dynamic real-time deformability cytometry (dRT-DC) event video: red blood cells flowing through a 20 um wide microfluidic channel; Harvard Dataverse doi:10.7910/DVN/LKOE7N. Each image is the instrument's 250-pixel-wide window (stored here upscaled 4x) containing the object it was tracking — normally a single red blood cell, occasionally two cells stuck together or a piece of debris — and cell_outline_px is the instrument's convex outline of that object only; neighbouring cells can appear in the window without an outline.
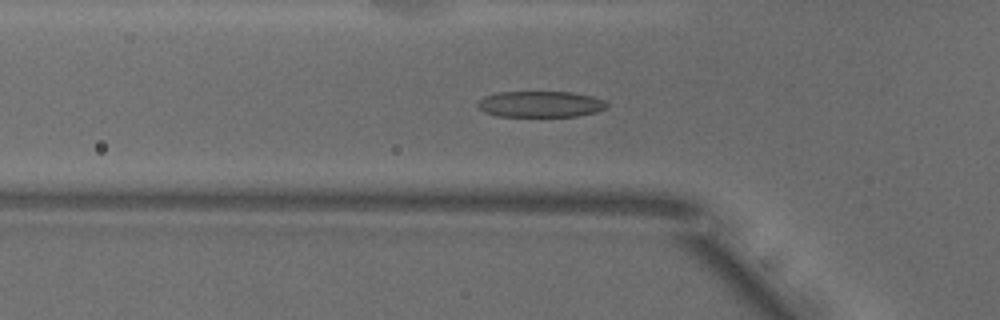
{"species": "common noctule bat (a hibernating species)", "species_latin": "Nyctalus noctula", "temperature_condition": "warm", "stored_images_in_passage": 50, "camera_frame_rate_fps": 3000, "um_per_image_px": 0.085, "animal": {"sex": "male", "body_mass_g": 18.8}, "frame": {"image": 1, "passage_image": 15, "time_ms": 4.667, "image_size_px": [1000, 320], "cell_outline_px": [[608, 108], [596, 112], [576, 116], [496, 116], [484, 112], [476, 104], [484, 96], [496, 92], [572, 92], [592, 96], [604, 100], [608, 104]], "centroid_in_image_um": [45.94, 8.85], "position_along_channel_um": 79.9, "area_um2": 19.71}}
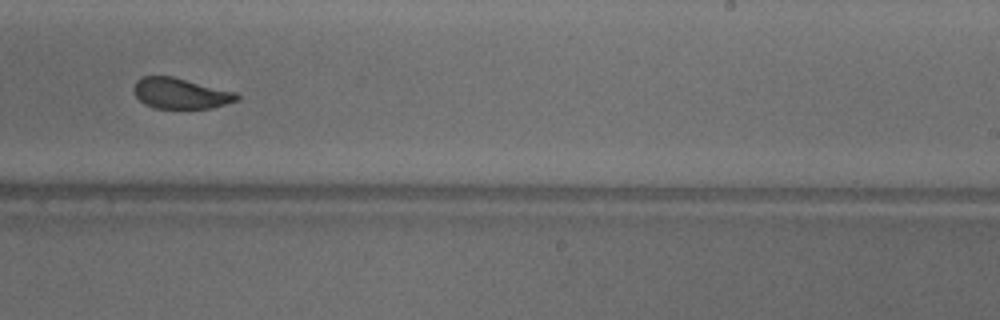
{"frame": {"image": 2, "passage_image": 30, "time_ms": 9.667, "image_size_px": [1000, 320], "cell_outline_px": [[240, 96], [236, 100], [212, 108], [152, 108], [144, 104], [132, 92], [132, 88], [136, 80], [140, 76], [172, 76], [236, 92]], "centroid_in_image_um": [15.28, 7.93], "position_along_channel_um": 273.7, "area_um2": 18.5}}
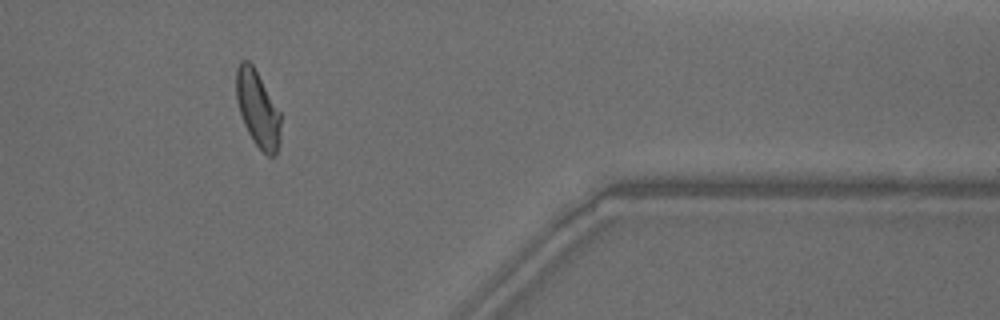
{"frame": {"image": 3, "passage_image": 41, "time_ms": 13.333, "image_size_px": [1000, 320], "cell_outline_px": [[280, 144], [276, 156], [268, 156], [252, 140], [244, 124], [240, 112], [236, 96], [236, 68], [240, 60], [248, 60], [252, 64], [280, 112]], "centroid_in_image_um": [21.91, 9.27], "position_along_channel_um": 389.5, "area_um2": 19.59}, "authors_computed_cell_mechanics": {"area_um2": 19.8832, "velocity_mm_per_s": 3.8558, "shape_relaxation_time_tau1_ms": 3.256, "shape_relaxation_time_tau2_ms": 1.1344, "deformation_change_tau1": 0.1555, "deformation_change_tau2": 0.0762}}